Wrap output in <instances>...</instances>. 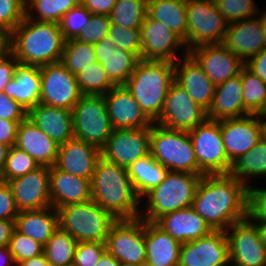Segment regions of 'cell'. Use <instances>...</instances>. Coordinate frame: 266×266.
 <instances>
[{
    "label": "cell",
    "instance_id": "ba28073f",
    "mask_svg": "<svg viewBox=\"0 0 266 266\" xmlns=\"http://www.w3.org/2000/svg\"><path fill=\"white\" fill-rule=\"evenodd\" d=\"M72 113L74 138L102 150L114 130L104 95H82Z\"/></svg>",
    "mask_w": 266,
    "mask_h": 266
},
{
    "label": "cell",
    "instance_id": "5bb4252c",
    "mask_svg": "<svg viewBox=\"0 0 266 266\" xmlns=\"http://www.w3.org/2000/svg\"><path fill=\"white\" fill-rule=\"evenodd\" d=\"M230 266H266V247L257 225L248 217L226 230Z\"/></svg>",
    "mask_w": 266,
    "mask_h": 266
},
{
    "label": "cell",
    "instance_id": "8d00e7d4",
    "mask_svg": "<svg viewBox=\"0 0 266 266\" xmlns=\"http://www.w3.org/2000/svg\"><path fill=\"white\" fill-rule=\"evenodd\" d=\"M81 0H25V17L59 24L62 17Z\"/></svg>",
    "mask_w": 266,
    "mask_h": 266
},
{
    "label": "cell",
    "instance_id": "94428289",
    "mask_svg": "<svg viewBox=\"0 0 266 266\" xmlns=\"http://www.w3.org/2000/svg\"><path fill=\"white\" fill-rule=\"evenodd\" d=\"M11 52L10 34L0 29V60Z\"/></svg>",
    "mask_w": 266,
    "mask_h": 266
},
{
    "label": "cell",
    "instance_id": "e0dca14e",
    "mask_svg": "<svg viewBox=\"0 0 266 266\" xmlns=\"http://www.w3.org/2000/svg\"><path fill=\"white\" fill-rule=\"evenodd\" d=\"M151 128L114 129L101 155L126 169L137 159L150 154Z\"/></svg>",
    "mask_w": 266,
    "mask_h": 266
},
{
    "label": "cell",
    "instance_id": "8c879c8a",
    "mask_svg": "<svg viewBox=\"0 0 266 266\" xmlns=\"http://www.w3.org/2000/svg\"><path fill=\"white\" fill-rule=\"evenodd\" d=\"M42 266H55L53 263H51V262H46L44 265H42Z\"/></svg>",
    "mask_w": 266,
    "mask_h": 266
},
{
    "label": "cell",
    "instance_id": "f35d334b",
    "mask_svg": "<svg viewBox=\"0 0 266 266\" xmlns=\"http://www.w3.org/2000/svg\"><path fill=\"white\" fill-rule=\"evenodd\" d=\"M243 107L250 114L262 115L266 110V83L244 66L240 72Z\"/></svg>",
    "mask_w": 266,
    "mask_h": 266
},
{
    "label": "cell",
    "instance_id": "c3c4849f",
    "mask_svg": "<svg viewBox=\"0 0 266 266\" xmlns=\"http://www.w3.org/2000/svg\"><path fill=\"white\" fill-rule=\"evenodd\" d=\"M25 17V0H0V29L9 34Z\"/></svg>",
    "mask_w": 266,
    "mask_h": 266
},
{
    "label": "cell",
    "instance_id": "7402d4cb",
    "mask_svg": "<svg viewBox=\"0 0 266 266\" xmlns=\"http://www.w3.org/2000/svg\"><path fill=\"white\" fill-rule=\"evenodd\" d=\"M225 151L232 163L253 148L260 140L259 115L249 114L220 121Z\"/></svg>",
    "mask_w": 266,
    "mask_h": 266
},
{
    "label": "cell",
    "instance_id": "11a10c76",
    "mask_svg": "<svg viewBox=\"0 0 266 266\" xmlns=\"http://www.w3.org/2000/svg\"><path fill=\"white\" fill-rule=\"evenodd\" d=\"M18 63L11 52L0 60V92H4L6 84L14 78Z\"/></svg>",
    "mask_w": 266,
    "mask_h": 266
},
{
    "label": "cell",
    "instance_id": "f1b7e54d",
    "mask_svg": "<svg viewBox=\"0 0 266 266\" xmlns=\"http://www.w3.org/2000/svg\"><path fill=\"white\" fill-rule=\"evenodd\" d=\"M50 198L51 206L55 209L69 204L90 201V180L74 176L52 166L50 167Z\"/></svg>",
    "mask_w": 266,
    "mask_h": 266
},
{
    "label": "cell",
    "instance_id": "d590c367",
    "mask_svg": "<svg viewBox=\"0 0 266 266\" xmlns=\"http://www.w3.org/2000/svg\"><path fill=\"white\" fill-rule=\"evenodd\" d=\"M230 175L249 187L250 179H266V143L259 142L232 162Z\"/></svg>",
    "mask_w": 266,
    "mask_h": 266
},
{
    "label": "cell",
    "instance_id": "30bf717a",
    "mask_svg": "<svg viewBox=\"0 0 266 266\" xmlns=\"http://www.w3.org/2000/svg\"><path fill=\"white\" fill-rule=\"evenodd\" d=\"M198 168L204 175L229 174V161L222 139L220 121L206 119L189 131Z\"/></svg>",
    "mask_w": 266,
    "mask_h": 266
},
{
    "label": "cell",
    "instance_id": "6f0895ef",
    "mask_svg": "<svg viewBox=\"0 0 266 266\" xmlns=\"http://www.w3.org/2000/svg\"><path fill=\"white\" fill-rule=\"evenodd\" d=\"M245 66L266 83V49L250 58Z\"/></svg>",
    "mask_w": 266,
    "mask_h": 266
},
{
    "label": "cell",
    "instance_id": "1f68e13d",
    "mask_svg": "<svg viewBox=\"0 0 266 266\" xmlns=\"http://www.w3.org/2000/svg\"><path fill=\"white\" fill-rule=\"evenodd\" d=\"M4 93L29 112L40 103V66L18 63L14 78L6 84Z\"/></svg>",
    "mask_w": 266,
    "mask_h": 266
},
{
    "label": "cell",
    "instance_id": "3957f363",
    "mask_svg": "<svg viewBox=\"0 0 266 266\" xmlns=\"http://www.w3.org/2000/svg\"><path fill=\"white\" fill-rule=\"evenodd\" d=\"M65 41L59 24L26 17L10 33L11 53L19 63L27 65L60 62Z\"/></svg>",
    "mask_w": 266,
    "mask_h": 266
},
{
    "label": "cell",
    "instance_id": "7c38bea8",
    "mask_svg": "<svg viewBox=\"0 0 266 266\" xmlns=\"http://www.w3.org/2000/svg\"><path fill=\"white\" fill-rule=\"evenodd\" d=\"M141 59L177 62L188 54L184 41L163 22L150 18L147 14L140 27ZM182 50H181V49ZM180 50L181 55H180ZM179 51V52H178ZM179 56H178V55Z\"/></svg>",
    "mask_w": 266,
    "mask_h": 266
},
{
    "label": "cell",
    "instance_id": "44dd1931",
    "mask_svg": "<svg viewBox=\"0 0 266 266\" xmlns=\"http://www.w3.org/2000/svg\"><path fill=\"white\" fill-rule=\"evenodd\" d=\"M263 15L228 24L222 44L244 63L264 50Z\"/></svg>",
    "mask_w": 266,
    "mask_h": 266
},
{
    "label": "cell",
    "instance_id": "83f0119b",
    "mask_svg": "<svg viewBox=\"0 0 266 266\" xmlns=\"http://www.w3.org/2000/svg\"><path fill=\"white\" fill-rule=\"evenodd\" d=\"M15 146L24 150L39 166L52 167L56 163L59 145L28 117L18 126Z\"/></svg>",
    "mask_w": 266,
    "mask_h": 266
},
{
    "label": "cell",
    "instance_id": "9f6ffc18",
    "mask_svg": "<svg viewBox=\"0 0 266 266\" xmlns=\"http://www.w3.org/2000/svg\"><path fill=\"white\" fill-rule=\"evenodd\" d=\"M19 124L20 122L0 119V144L9 147L15 145Z\"/></svg>",
    "mask_w": 266,
    "mask_h": 266
},
{
    "label": "cell",
    "instance_id": "b9f144b4",
    "mask_svg": "<svg viewBox=\"0 0 266 266\" xmlns=\"http://www.w3.org/2000/svg\"><path fill=\"white\" fill-rule=\"evenodd\" d=\"M76 80L82 95H105L115 86L98 61L76 74Z\"/></svg>",
    "mask_w": 266,
    "mask_h": 266
},
{
    "label": "cell",
    "instance_id": "5b68a950",
    "mask_svg": "<svg viewBox=\"0 0 266 266\" xmlns=\"http://www.w3.org/2000/svg\"><path fill=\"white\" fill-rule=\"evenodd\" d=\"M201 178L199 174L168 171L162 183L141 199L139 217L155 222L164 214L191 207Z\"/></svg>",
    "mask_w": 266,
    "mask_h": 266
},
{
    "label": "cell",
    "instance_id": "003e7915",
    "mask_svg": "<svg viewBox=\"0 0 266 266\" xmlns=\"http://www.w3.org/2000/svg\"><path fill=\"white\" fill-rule=\"evenodd\" d=\"M260 140L266 143V117L259 115Z\"/></svg>",
    "mask_w": 266,
    "mask_h": 266
},
{
    "label": "cell",
    "instance_id": "03108f58",
    "mask_svg": "<svg viewBox=\"0 0 266 266\" xmlns=\"http://www.w3.org/2000/svg\"><path fill=\"white\" fill-rule=\"evenodd\" d=\"M9 148L7 145L0 144V174L4 169Z\"/></svg>",
    "mask_w": 266,
    "mask_h": 266
},
{
    "label": "cell",
    "instance_id": "ee69618b",
    "mask_svg": "<svg viewBox=\"0 0 266 266\" xmlns=\"http://www.w3.org/2000/svg\"><path fill=\"white\" fill-rule=\"evenodd\" d=\"M214 2L228 24L252 18L261 13L254 0H214Z\"/></svg>",
    "mask_w": 266,
    "mask_h": 266
},
{
    "label": "cell",
    "instance_id": "816d5d0a",
    "mask_svg": "<svg viewBox=\"0 0 266 266\" xmlns=\"http://www.w3.org/2000/svg\"><path fill=\"white\" fill-rule=\"evenodd\" d=\"M248 187L247 217L254 223L266 222V188Z\"/></svg>",
    "mask_w": 266,
    "mask_h": 266
},
{
    "label": "cell",
    "instance_id": "6da1fadb",
    "mask_svg": "<svg viewBox=\"0 0 266 266\" xmlns=\"http://www.w3.org/2000/svg\"><path fill=\"white\" fill-rule=\"evenodd\" d=\"M248 187L230 174L203 175L192 208L212 230L226 231L247 218Z\"/></svg>",
    "mask_w": 266,
    "mask_h": 266
},
{
    "label": "cell",
    "instance_id": "680465c9",
    "mask_svg": "<svg viewBox=\"0 0 266 266\" xmlns=\"http://www.w3.org/2000/svg\"><path fill=\"white\" fill-rule=\"evenodd\" d=\"M117 0H81L92 14L110 15Z\"/></svg>",
    "mask_w": 266,
    "mask_h": 266
},
{
    "label": "cell",
    "instance_id": "7a4b0ae2",
    "mask_svg": "<svg viewBox=\"0 0 266 266\" xmlns=\"http://www.w3.org/2000/svg\"><path fill=\"white\" fill-rule=\"evenodd\" d=\"M91 184V199L117 219L140 216L141 199L136 194L128 170L101 156L96 163Z\"/></svg>",
    "mask_w": 266,
    "mask_h": 266
},
{
    "label": "cell",
    "instance_id": "277c9868",
    "mask_svg": "<svg viewBox=\"0 0 266 266\" xmlns=\"http://www.w3.org/2000/svg\"><path fill=\"white\" fill-rule=\"evenodd\" d=\"M174 81L175 63L140 59L125 87L144 113L155 122L162 113L166 95Z\"/></svg>",
    "mask_w": 266,
    "mask_h": 266
},
{
    "label": "cell",
    "instance_id": "f5cc1de1",
    "mask_svg": "<svg viewBox=\"0 0 266 266\" xmlns=\"http://www.w3.org/2000/svg\"><path fill=\"white\" fill-rule=\"evenodd\" d=\"M28 117V111L17 101L0 92V119L22 122Z\"/></svg>",
    "mask_w": 266,
    "mask_h": 266
},
{
    "label": "cell",
    "instance_id": "be15d7a7",
    "mask_svg": "<svg viewBox=\"0 0 266 266\" xmlns=\"http://www.w3.org/2000/svg\"><path fill=\"white\" fill-rule=\"evenodd\" d=\"M96 266H120V262L107 251L101 256Z\"/></svg>",
    "mask_w": 266,
    "mask_h": 266
},
{
    "label": "cell",
    "instance_id": "e575fe53",
    "mask_svg": "<svg viewBox=\"0 0 266 266\" xmlns=\"http://www.w3.org/2000/svg\"><path fill=\"white\" fill-rule=\"evenodd\" d=\"M128 170L133 188L140 199L165 179L167 168L157 162L151 154L137 159Z\"/></svg>",
    "mask_w": 266,
    "mask_h": 266
},
{
    "label": "cell",
    "instance_id": "f6af8a7d",
    "mask_svg": "<svg viewBox=\"0 0 266 266\" xmlns=\"http://www.w3.org/2000/svg\"><path fill=\"white\" fill-rule=\"evenodd\" d=\"M107 36L113 41L115 47L132 52L141 59L140 28H125L111 23Z\"/></svg>",
    "mask_w": 266,
    "mask_h": 266
},
{
    "label": "cell",
    "instance_id": "6125c7cd",
    "mask_svg": "<svg viewBox=\"0 0 266 266\" xmlns=\"http://www.w3.org/2000/svg\"><path fill=\"white\" fill-rule=\"evenodd\" d=\"M0 266H16L8 246L0 247Z\"/></svg>",
    "mask_w": 266,
    "mask_h": 266
},
{
    "label": "cell",
    "instance_id": "91938a15",
    "mask_svg": "<svg viewBox=\"0 0 266 266\" xmlns=\"http://www.w3.org/2000/svg\"><path fill=\"white\" fill-rule=\"evenodd\" d=\"M15 229V221L0 220V247L8 246Z\"/></svg>",
    "mask_w": 266,
    "mask_h": 266
},
{
    "label": "cell",
    "instance_id": "7bdbcfd3",
    "mask_svg": "<svg viewBox=\"0 0 266 266\" xmlns=\"http://www.w3.org/2000/svg\"><path fill=\"white\" fill-rule=\"evenodd\" d=\"M38 167L39 165L30 155L13 145L8 150L6 163L0 174V181L7 182L30 173Z\"/></svg>",
    "mask_w": 266,
    "mask_h": 266
},
{
    "label": "cell",
    "instance_id": "bcb514c9",
    "mask_svg": "<svg viewBox=\"0 0 266 266\" xmlns=\"http://www.w3.org/2000/svg\"><path fill=\"white\" fill-rule=\"evenodd\" d=\"M91 15L92 13L81 3L69 10L59 23L64 39H76L88 27Z\"/></svg>",
    "mask_w": 266,
    "mask_h": 266
},
{
    "label": "cell",
    "instance_id": "7dc6e473",
    "mask_svg": "<svg viewBox=\"0 0 266 266\" xmlns=\"http://www.w3.org/2000/svg\"><path fill=\"white\" fill-rule=\"evenodd\" d=\"M43 245L38 241L14 229L8 248L13 255L15 264L43 254Z\"/></svg>",
    "mask_w": 266,
    "mask_h": 266
},
{
    "label": "cell",
    "instance_id": "8992f818",
    "mask_svg": "<svg viewBox=\"0 0 266 266\" xmlns=\"http://www.w3.org/2000/svg\"><path fill=\"white\" fill-rule=\"evenodd\" d=\"M56 210L59 228L68 232L77 242L105 243L111 227L118 220L92 199Z\"/></svg>",
    "mask_w": 266,
    "mask_h": 266
},
{
    "label": "cell",
    "instance_id": "ac0fdd59",
    "mask_svg": "<svg viewBox=\"0 0 266 266\" xmlns=\"http://www.w3.org/2000/svg\"><path fill=\"white\" fill-rule=\"evenodd\" d=\"M7 183L19 211L51 207L50 167L39 166L30 173L11 179Z\"/></svg>",
    "mask_w": 266,
    "mask_h": 266
},
{
    "label": "cell",
    "instance_id": "9a60e30c",
    "mask_svg": "<svg viewBox=\"0 0 266 266\" xmlns=\"http://www.w3.org/2000/svg\"><path fill=\"white\" fill-rule=\"evenodd\" d=\"M206 119V110L174 81L166 95L162 113L155 123L166 128L189 132Z\"/></svg>",
    "mask_w": 266,
    "mask_h": 266
},
{
    "label": "cell",
    "instance_id": "f546056e",
    "mask_svg": "<svg viewBox=\"0 0 266 266\" xmlns=\"http://www.w3.org/2000/svg\"><path fill=\"white\" fill-rule=\"evenodd\" d=\"M250 113L243 107V87L240 75L216 85L207 119L221 121L239 118Z\"/></svg>",
    "mask_w": 266,
    "mask_h": 266
},
{
    "label": "cell",
    "instance_id": "603a6c76",
    "mask_svg": "<svg viewBox=\"0 0 266 266\" xmlns=\"http://www.w3.org/2000/svg\"><path fill=\"white\" fill-rule=\"evenodd\" d=\"M175 81L197 104L208 110L216 86L189 53L175 62Z\"/></svg>",
    "mask_w": 266,
    "mask_h": 266
},
{
    "label": "cell",
    "instance_id": "d4e9b609",
    "mask_svg": "<svg viewBox=\"0 0 266 266\" xmlns=\"http://www.w3.org/2000/svg\"><path fill=\"white\" fill-rule=\"evenodd\" d=\"M93 45L96 60L102 64L110 81L115 86L125 85L140 59L132 52L115 47L108 36Z\"/></svg>",
    "mask_w": 266,
    "mask_h": 266
},
{
    "label": "cell",
    "instance_id": "ffe728a7",
    "mask_svg": "<svg viewBox=\"0 0 266 266\" xmlns=\"http://www.w3.org/2000/svg\"><path fill=\"white\" fill-rule=\"evenodd\" d=\"M104 99L113 129L151 128L154 123L125 85L114 86Z\"/></svg>",
    "mask_w": 266,
    "mask_h": 266
},
{
    "label": "cell",
    "instance_id": "74e56055",
    "mask_svg": "<svg viewBox=\"0 0 266 266\" xmlns=\"http://www.w3.org/2000/svg\"><path fill=\"white\" fill-rule=\"evenodd\" d=\"M77 241L66 231L58 228L43 247L48 262L55 266L73 265Z\"/></svg>",
    "mask_w": 266,
    "mask_h": 266
},
{
    "label": "cell",
    "instance_id": "d6986e66",
    "mask_svg": "<svg viewBox=\"0 0 266 266\" xmlns=\"http://www.w3.org/2000/svg\"><path fill=\"white\" fill-rule=\"evenodd\" d=\"M216 85L240 75L245 63L223 44L198 46L188 52Z\"/></svg>",
    "mask_w": 266,
    "mask_h": 266
},
{
    "label": "cell",
    "instance_id": "d6a6232c",
    "mask_svg": "<svg viewBox=\"0 0 266 266\" xmlns=\"http://www.w3.org/2000/svg\"><path fill=\"white\" fill-rule=\"evenodd\" d=\"M58 228V213L52 206L39 210L19 211L15 218V229L43 246Z\"/></svg>",
    "mask_w": 266,
    "mask_h": 266
},
{
    "label": "cell",
    "instance_id": "60d3db41",
    "mask_svg": "<svg viewBox=\"0 0 266 266\" xmlns=\"http://www.w3.org/2000/svg\"><path fill=\"white\" fill-rule=\"evenodd\" d=\"M147 14V0H117L110 16L113 24L140 28Z\"/></svg>",
    "mask_w": 266,
    "mask_h": 266
},
{
    "label": "cell",
    "instance_id": "4316f807",
    "mask_svg": "<svg viewBox=\"0 0 266 266\" xmlns=\"http://www.w3.org/2000/svg\"><path fill=\"white\" fill-rule=\"evenodd\" d=\"M154 223L180 243L197 240L212 231L192 207L164 214Z\"/></svg>",
    "mask_w": 266,
    "mask_h": 266
},
{
    "label": "cell",
    "instance_id": "f907efd6",
    "mask_svg": "<svg viewBox=\"0 0 266 266\" xmlns=\"http://www.w3.org/2000/svg\"><path fill=\"white\" fill-rule=\"evenodd\" d=\"M106 252L105 243L78 242L74 254V266H96Z\"/></svg>",
    "mask_w": 266,
    "mask_h": 266
},
{
    "label": "cell",
    "instance_id": "9c48e42d",
    "mask_svg": "<svg viewBox=\"0 0 266 266\" xmlns=\"http://www.w3.org/2000/svg\"><path fill=\"white\" fill-rule=\"evenodd\" d=\"M228 23L214 0H187L186 50L210 44H222Z\"/></svg>",
    "mask_w": 266,
    "mask_h": 266
},
{
    "label": "cell",
    "instance_id": "52a82bcc",
    "mask_svg": "<svg viewBox=\"0 0 266 266\" xmlns=\"http://www.w3.org/2000/svg\"><path fill=\"white\" fill-rule=\"evenodd\" d=\"M150 154L168 171L204 175L198 168L189 132L151 125Z\"/></svg>",
    "mask_w": 266,
    "mask_h": 266
},
{
    "label": "cell",
    "instance_id": "89a4df30",
    "mask_svg": "<svg viewBox=\"0 0 266 266\" xmlns=\"http://www.w3.org/2000/svg\"><path fill=\"white\" fill-rule=\"evenodd\" d=\"M266 9L263 10V12L261 11V14L263 15V39H264V48L266 49Z\"/></svg>",
    "mask_w": 266,
    "mask_h": 266
},
{
    "label": "cell",
    "instance_id": "681fc988",
    "mask_svg": "<svg viewBox=\"0 0 266 266\" xmlns=\"http://www.w3.org/2000/svg\"><path fill=\"white\" fill-rule=\"evenodd\" d=\"M111 25L110 16L104 14H92L89 25L76 38L82 43H98L108 35Z\"/></svg>",
    "mask_w": 266,
    "mask_h": 266
},
{
    "label": "cell",
    "instance_id": "8fae6325",
    "mask_svg": "<svg viewBox=\"0 0 266 266\" xmlns=\"http://www.w3.org/2000/svg\"><path fill=\"white\" fill-rule=\"evenodd\" d=\"M105 245L106 251L120 263L145 266V220L141 217L118 219L111 227Z\"/></svg>",
    "mask_w": 266,
    "mask_h": 266
},
{
    "label": "cell",
    "instance_id": "4fadbf2b",
    "mask_svg": "<svg viewBox=\"0 0 266 266\" xmlns=\"http://www.w3.org/2000/svg\"><path fill=\"white\" fill-rule=\"evenodd\" d=\"M40 103L72 110L82 93L76 75L61 62L40 66Z\"/></svg>",
    "mask_w": 266,
    "mask_h": 266
},
{
    "label": "cell",
    "instance_id": "2e32d148",
    "mask_svg": "<svg viewBox=\"0 0 266 266\" xmlns=\"http://www.w3.org/2000/svg\"><path fill=\"white\" fill-rule=\"evenodd\" d=\"M178 266H230L226 231L212 230L197 240L182 243Z\"/></svg>",
    "mask_w": 266,
    "mask_h": 266
},
{
    "label": "cell",
    "instance_id": "2644e50d",
    "mask_svg": "<svg viewBox=\"0 0 266 266\" xmlns=\"http://www.w3.org/2000/svg\"><path fill=\"white\" fill-rule=\"evenodd\" d=\"M120 266H138V265L131 264V263H124V262H121V263H120Z\"/></svg>",
    "mask_w": 266,
    "mask_h": 266
},
{
    "label": "cell",
    "instance_id": "836d02e7",
    "mask_svg": "<svg viewBox=\"0 0 266 266\" xmlns=\"http://www.w3.org/2000/svg\"><path fill=\"white\" fill-rule=\"evenodd\" d=\"M147 15L163 22L186 44L187 0H147Z\"/></svg>",
    "mask_w": 266,
    "mask_h": 266
},
{
    "label": "cell",
    "instance_id": "ab89813d",
    "mask_svg": "<svg viewBox=\"0 0 266 266\" xmlns=\"http://www.w3.org/2000/svg\"><path fill=\"white\" fill-rule=\"evenodd\" d=\"M96 61L94 45L92 43H82L76 39L65 41L60 62L73 75L78 74Z\"/></svg>",
    "mask_w": 266,
    "mask_h": 266
},
{
    "label": "cell",
    "instance_id": "4dcf8cb0",
    "mask_svg": "<svg viewBox=\"0 0 266 266\" xmlns=\"http://www.w3.org/2000/svg\"><path fill=\"white\" fill-rule=\"evenodd\" d=\"M145 266H178L182 243L154 222L145 221Z\"/></svg>",
    "mask_w": 266,
    "mask_h": 266
},
{
    "label": "cell",
    "instance_id": "484cf974",
    "mask_svg": "<svg viewBox=\"0 0 266 266\" xmlns=\"http://www.w3.org/2000/svg\"><path fill=\"white\" fill-rule=\"evenodd\" d=\"M28 118L58 145L74 138L72 110L38 103Z\"/></svg>",
    "mask_w": 266,
    "mask_h": 266
},
{
    "label": "cell",
    "instance_id": "a7ac6f4b",
    "mask_svg": "<svg viewBox=\"0 0 266 266\" xmlns=\"http://www.w3.org/2000/svg\"><path fill=\"white\" fill-rule=\"evenodd\" d=\"M255 224L257 225V228L259 230L261 240L266 247V222L255 223Z\"/></svg>",
    "mask_w": 266,
    "mask_h": 266
},
{
    "label": "cell",
    "instance_id": "cb8c5ba5",
    "mask_svg": "<svg viewBox=\"0 0 266 266\" xmlns=\"http://www.w3.org/2000/svg\"><path fill=\"white\" fill-rule=\"evenodd\" d=\"M101 150L94 145L73 138L59 145L55 167L74 176L89 179L93 176Z\"/></svg>",
    "mask_w": 266,
    "mask_h": 266
},
{
    "label": "cell",
    "instance_id": "db71d44e",
    "mask_svg": "<svg viewBox=\"0 0 266 266\" xmlns=\"http://www.w3.org/2000/svg\"><path fill=\"white\" fill-rule=\"evenodd\" d=\"M18 213L10 186L7 182L0 181V220L15 221Z\"/></svg>",
    "mask_w": 266,
    "mask_h": 266
},
{
    "label": "cell",
    "instance_id": "e7e4bbea",
    "mask_svg": "<svg viewBox=\"0 0 266 266\" xmlns=\"http://www.w3.org/2000/svg\"><path fill=\"white\" fill-rule=\"evenodd\" d=\"M47 262L45 254L33 257L29 260L19 262L16 266H42Z\"/></svg>",
    "mask_w": 266,
    "mask_h": 266
}]
</instances>
